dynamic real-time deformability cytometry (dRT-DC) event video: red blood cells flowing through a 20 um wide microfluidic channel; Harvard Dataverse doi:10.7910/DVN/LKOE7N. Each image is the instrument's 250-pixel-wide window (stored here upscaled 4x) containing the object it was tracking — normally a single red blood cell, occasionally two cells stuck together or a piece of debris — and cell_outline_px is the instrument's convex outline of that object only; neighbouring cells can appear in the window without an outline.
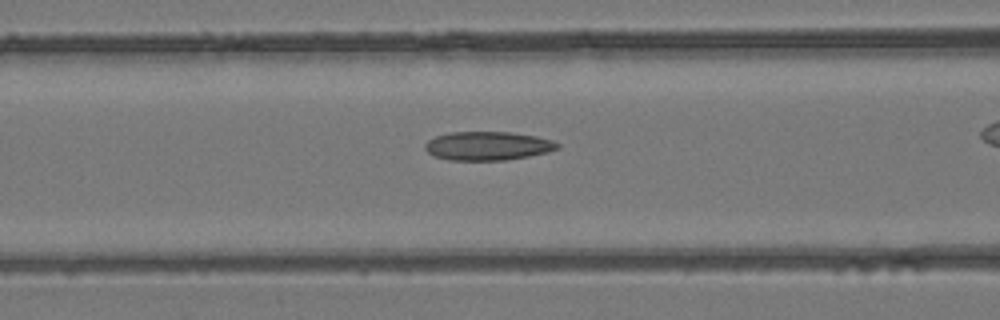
{"species": "common noctule bat (a hibernating species)", "species_latin": "Nyctalus noctula", "temperature_condition": "room temperature", "stored_images_in_passage": 24, "camera_frame_rate_fps": 3000, "um_per_image_px": 0.085, "animal": {"sex": "female", "body_mass_g": 24.6, "forearm_length_mm": 56.2}, "frame": {"image": 1, "passage_image": 5, "time_ms": 1.333, "image_size_px": [1000, 320], "cell_outline_px": [[560, 148], [548, 152], [508, 160], [448, 160], [432, 156], [424, 148], [424, 144], [428, 140], [436, 136], [448, 132], [512, 132], [536, 136], [552, 140], [560, 144]], "centroid_in_image_um": [41.45, 12.4], "position_along_channel_um": 125.2, "area_um2": 22.37}}
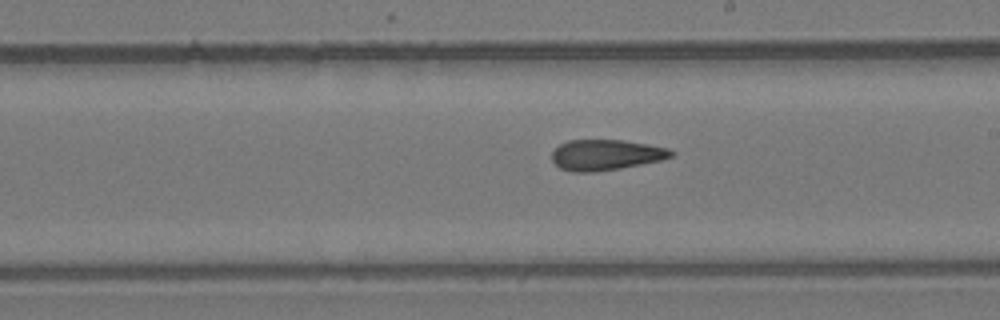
{"frame": {"image": 2, "passage_image": 13, "time_ms": 4.0, "image_size_px": [1000, 320], "cell_outline_px": [[676, 152], [672, 156], [660, 160], [620, 168], [596, 172], [572, 172], [560, 168], [552, 160], [552, 152], [560, 144], [568, 140], [620, 140], [668, 148]], "centroid_in_image_um": [51.47, 13.17], "position_along_channel_um": 237.5, "area_um2": 21.1}}
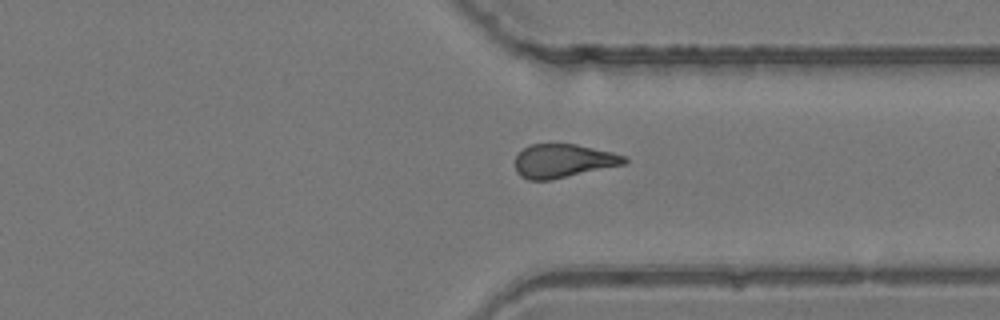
{"frame": {"image": 3, "passage_image": 22, "time_ms": 7.0, "image_size_px": [1000, 320], "cell_outline_px": [[628, 160], [624, 164], [552, 180], [528, 180], [520, 176], [516, 172], [516, 156], [528, 144], [576, 144], [612, 152], [624, 156]], "centroid_in_image_um": [47.85, 13.68], "position_along_channel_um": 363.6, "area_um2": 21.33}}